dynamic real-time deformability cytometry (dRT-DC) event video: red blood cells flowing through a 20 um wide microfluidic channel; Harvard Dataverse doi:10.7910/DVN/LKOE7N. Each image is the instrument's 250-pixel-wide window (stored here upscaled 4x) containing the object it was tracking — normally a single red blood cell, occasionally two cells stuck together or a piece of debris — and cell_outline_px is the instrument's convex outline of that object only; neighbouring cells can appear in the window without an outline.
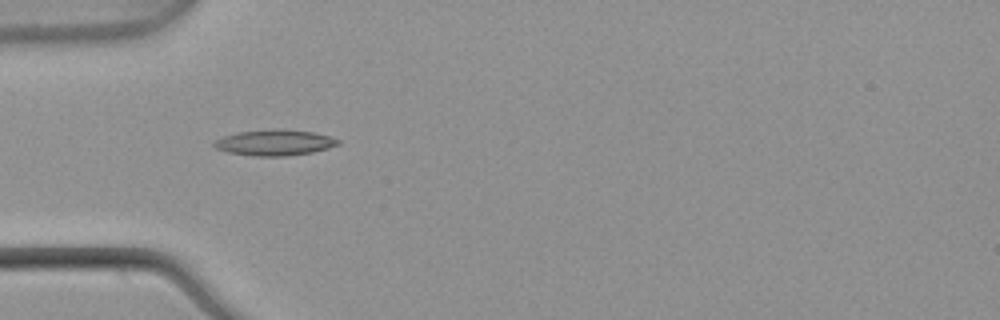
{"species": "common noctule bat (a hibernating species)", "species_latin": "Nyctalus noctula", "temperature_condition": "warm", "stored_images_in_passage": 4, "camera_frame_rate_fps": 3000, "um_per_image_px": 0.085, "animal": {"sex": "male", "body_mass_g": 21.5, "forearm_length_mm": 52.0}, "frame": {"image": 1, "passage_image": 2, "time_ms": 0.333, "image_size_px": [1000, 320], "cell_outline_px": [[340, 144], [328, 148], [312, 152], [284, 156], [252, 156], [228, 152], [216, 148], [212, 144], [216, 140], [224, 136], [236, 132], [276, 128], [280, 128], [312, 132], [328, 136], [340, 140]], "centroid_in_image_um": [23.33, 12.11], "position_along_channel_um": 61.7, "area_um2": 18.67}}
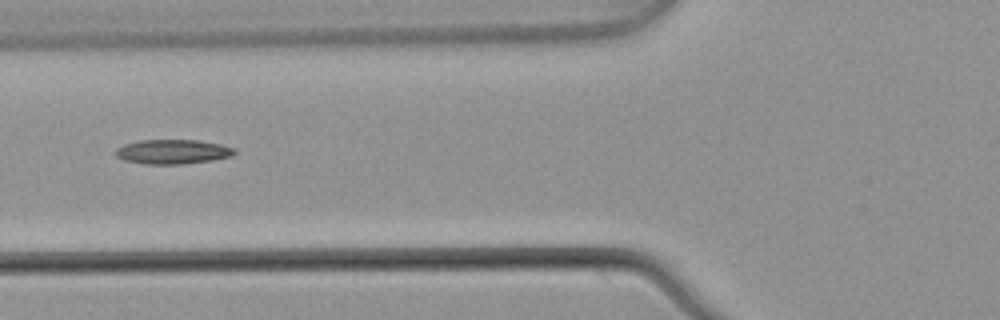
{"frame": {"image": 2, "passage_image": 3, "time_ms": 0.667, "image_size_px": [1000, 320], "cell_outline_px": [[236, 152], [232, 156], [212, 160], [180, 164], [144, 164], [124, 160], [116, 156], [116, 148], [124, 144], [140, 140], [200, 140], [220, 144], [236, 148]], "centroid_in_image_um": [14.69, 12.89], "position_along_channel_um": 111.1, "area_um2": 16.99}}
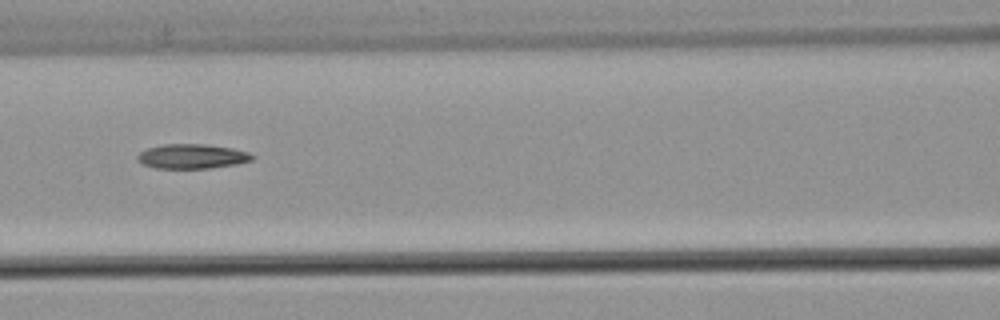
{"frame": {"image": 3, "passage_image": 4, "time_ms": 1.0, "image_size_px": [1000, 320], "cell_outline_px": [[256, 156], [252, 160], [236, 164], [212, 168], [156, 168], [144, 164], [136, 156], [140, 152], [148, 148], [164, 144], [204, 144], [232, 148], [248, 152]], "centroid_in_image_um": [16.36, 13.28], "position_along_channel_um": 150.2, "area_um2": 16.3}}